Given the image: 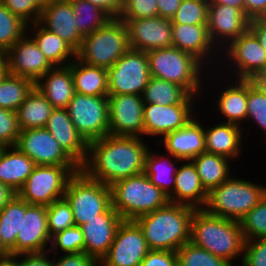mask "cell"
Returning a JSON list of instances; mask_svg holds the SVG:
<instances>
[{
	"mask_svg": "<svg viewBox=\"0 0 266 266\" xmlns=\"http://www.w3.org/2000/svg\"><path fill=\"white\" fill-rule=\"evenodd\" d=\"M142 137L107 135L88 143V155L80 169L90 178L111 186L145 171L150 145Z\"/></svg>",
	"mask_w": 266,
	"mask_h": 266,
	"instance_id": "6da1fadb",
	"label": "cell"
},
{
	"mask_svg": "<svg viewBox=\"0 0 266 266\" xmlns=\"http://www.w3.org/2000/svg\"><path fill=\"white\" fill-rule=\"evenodd\" d=\"M190 242L235 266L236 259L242 260L245 239L239 221L201 208L195 209L191 219Z\"/></svg>",
	"mask_w": 266,
	"mask_h": 266,
	"instance_id": "7a4b0ae2",
	"label": "cell"
},
{
	"mask_svg": "<svg viewBox=\"0 0 266 266\" xmlns=\"http://www.w3.org/2000/svg\"><path fill=\"white\" fill-rule=\"evenodd\" d=\"M194 211V207L168 202L134 221L140 226L150 250L176 252L190 242Z\"/></svg>",
	"mask_w": 266,
	"mask_h": 266,
	"instance_id": "3957f363",
	"label": "cell"
},
{
	"mask_svg": "<svg viewBox=\"0 0 266 266\" xmlns=\"http://www.w3.org/2000/svg\"><path fill=\"white\" fill-rule=\"evenodd\" d=\"M146 54L150 76L176 83L190 95L201 97V99L203 96L204 99L201 92L207 85L206 82H212V78L208 75L210 70L200 60L175 47L154 49Z\"/></svg>",
	"mask_w": 266,
	"mask_h": 266,
	"instance_id": "277c9868",
	"label": "cell"
},
{
	"mask_svg": "<svg viewBox=\"0 0 266 266\" xmlns=\"http://www.w3.org/2000/svg\"><path fill=\"white\" fill-rule=\"evenodd\" d=\"M110 187L112 207L123 220H135L169 202L168 196L144 172L119 180Z\"/></svg>",
	"mask_w": 266,
	"mask_h": 266,
	"instance_id": "5b68a950",
	"label": "cell"
},
{
	"mask_svg": "<svg viewBox=\"0 0 266 266\" xmlns=\"http://www.w3.org/2000/svg\"><path fill=\"white\" fill-rule=\"evenodd\" d=\"M266 194V184L233 175L208 192L204 209L213 215L240 221Z\"/></svg>",
	"mask_w": 266,
	"mask_h": 266,
	"instance_id": "8992f818",
	"label": "cell"
},
{
	"mask_svg": "<svg viewBox=\"0 0 266 266\" xmlns=\"http://www.w3.org/2000/svg\"><path fill=\"white\" fill-rule=\"evenodd\" d=\"M130 49L124 21L111 18L102 28L83 37L76 57L87 65L109 69Z\"/></svg>",
	"mask_w": 266,
	"mask_h": 266,
	"instance_id": "52a82bcc",
	"label": "cell"
},
{
	"mask_svg": "<svg viewBox=\"0 0 266 266\" xmlns=\"http://www.w3.org/2000/svg\"><path fill=\"white\" fill-rule=\"evenodd\" d=\"M64 198L71 206L75 226L97 218L111 205V187L88 177L81 169L68 180Z\"/></svg>",
	"mask_w": 266,
	"mask_h": 266,
	"instance_id": "ba28073f",
	"label": "cell"
},
{
	"mask_svg": "<svg viewBox=\"0 0 266 266\" xmlns=\"http://www.w3.org/2000/svg\"><path fill=\"white\" fill-rule=\"evenodd\" d=\"M80 166L36 165L17 195L29 205L49 206L64 198L69 178Z\"/></svg>",
	"mask_w": 266,
	"mask_h": 266,
	"instance_id": "9c48e42d",
	"label": "cell"
},
{
	"mask_svg": "<svg viewBox=\"0 0 266 266\" xmlns=\"http://www.w3.org/2000/svg\"><path fill=\"white\" fill-rule=\"evenodd\" d=\"M221 57L218 68L222 66L221 68L224 67L225 69H217L216 71L222 73L226 69L229 70L227 72L230 74L227 79L230 76L231 78L234 77L232 79L252 80L261 70L266 68V52L249 29L222 49Z\"/></svg>",
	"mask_w": 266,
	"mask_h": 266,
	"instance_id": "30bf717a",
	"label": "cell"
},
{
	"mask_svg": "<svg viewBox=\"0 0 266 266\" xmlns=\"http://www.w3.org/2000/svg\"><path fill=\"white\" fill-rule=\"evenodd\" d=\"M70 119L87 143L109 135L108 96L75 92L67 106Z\"/></svg>",
	"mask_w": 266,
	"mask_h": 266,
	"instance_id": "8fae6325",
	"label": "cell"
},
{
	"mask_svg": "<svg viewBox=\"0 0 266 266\" xmlns=\"http://www.w3.org/2000/svg\"><path fill=\"white\" fill-rule=\"evenodd\" d=\"M150 77L146 52L129 49L108 69V95L142 96Z\"/></svg>",
	"mask_w": 266,
	"mask_h": 266,
	"instance_id": "7c38bea8",
	"label": "cell"
},
{
	"mask_svg": "<svg viewBox=\"0 0 266 266\" xmlns=\"http://www.w3.org/2000/svg\"><path fill=\"white\" fill-rule=\"evenodd\" d=\"M198 100V96L189 94L180 104L169 106L144 104V139L146 136H156L155 138H160L156 139L159 141L170 132L183 128L196 113L198 114L194 109L196 102L198 104Z\"/></svg>",
	"mask_w": 266,
	"mask_h": 266,
	"instance_id": "4fadbf2b",
	"label": "cell"
},
{
	"mask_svg": "<svg viewBox=\"0 0 266 266\" xmlns=\"http://www.w3.org/2000/svg\"><path fill=\"white\" fill-rule=\"evenodd\" d=\"M150 251L140 226L134 220H123L118 227L101 266H140Z\"/></svg>",
	"mask_w": 266,
	"mask_h": 266,
	"instance_id": "5bb4252c",
	"label": "cell"
},
{
	"mask_svg": "<svg viewBox=\"0 0 266 266\" xmlns=\"http://www.w3.org/2000/svg\"><path fill=\"white\" fill-rule=\"evenodd\" d=\"M51 236L48 231L46 206L29 205L22 199L21 232L16 237L10 255L41 253L49 251Z\"/></svg>",
	"mask_w": 266,
	"mask_h": 266,
	"instance_id": "9a60e30c",
	"label": "cell"
},
{
	"mask_svg": "<svg viewBox=\"0 0 266 266\" xmlns=\"http://www.w3.org/2000/svg\"><path fill=\"white\" fill-rule=\"evenodd\" d=\"M15 147L35 165L79 166L45 128L20 130Z\"/></svg>",
	"mask_w": 266,
	"mask_h": 266,
	"instance_id": "2e32d148",
	"label": "cell"
},
{
	"mask_svg": "<svg viewBox=\"0 0 266 266\" xmlns=\"http://www.w3.org/2000/svg\"><path fill=\"white\" fill-rule=\"evenodd\" d=\"M143 108L140 95H108L109 134L143 138Z\"/></svg>",
	"mask_w": 266,
	"mask_h": 266,
	"instance_id": "e0dca14e",
	"label": "cell"
},
{
	"mask_svg": "<svg viewBox=\"0 0 266 266\" xmlns=\"http://www.w3.org/2000/svg\"><path fill=\"white\" fill-rule=\"evenodd\" d=\"M172 47L192 54L210 71L218 69L221 51L212 42L207 24H172Z\"/></svg>",
	"mask_w": 266,
	"mask_h": 266,
	"instance_id": "ac0fdd59",
	"label": "cell"
},
{
	"mask_svg": "<svg viewBox=\"0 0 266 266\" xmlns=\"http://www.w3.org/2000/svg\"><path fill=\"white\" fill-rule=\"evenodd\" d=\"M124 21L130 49L151 51L172 47V22L160 16L143 19H121Z\"/></svg>",
	"mask_w": 266,
	"mask_h": 266,
	"instance_id": "d6986e66",
	"label": "cell"
},
{
	"mask_svg": "<svg viewBox=\"0 0 266 266\" xmlns=\"http://www.w3.org/2000/svg\"><path fill=\"white\" fill-rule=\"evenodd\" d=\"M9 73L31 79L34 83L54 66L26 33L5 54Z\"/></svg>",
	"mask_w": 266,
	"mask_h": 266,
	"instance_id": "ffe728a7",
	"label": "cell"
},
{
	"mask_svg": "<svg viewBox=\"0 0 266 266\" xmlns=\"http://www.w3.org/2000/svg\"><path fill=\"white\" fill-rule=\"evenodd\" d=\"M249 21L238 8L209 4L207 27L212 42L220 51L249 29Z\"/></svg>",
	"mask_w": 266,
	"mask_h": 266,
	"instance_id": "44dd1931",
	"label": "cell"
},
{
	"mask_svg": "<svg viewBox=\"0 0 266 266\" xmlns=\"http://www.w3.org/2000/svg\"><path fill=\"white\" fill-rule=\"evenodd\" d=\"M123 219L112 207L80 225L84 238V252L98 263L107 254Z\"/></svg>",
	"mask_w": 266,
	"mask_h": 266,
	"instance_id": "7402d4cb",
	"label": "cell"
},
{
	"mask_svg": "<svg viewBox=\"0 0 266 266\" xmlns=\"http://www.w3.org/2000/svg\"><path fill=\"white\" fill-rule=\"evenodd\" d=\"M210 73H217L210 75ZM209 76L214 78L212 79L215 80L214 82H218V84L221 86L219 89L221 91H218V96L216 95V100L215 101L217 104H215V107L217 108L215 112H219L222 122H227V123H233L236 125L243 126L245 127L244 124L246 123V118H247V99H248V80L245 79H233L230 78L231 80H227L226 78L224 79V83L220 85L219 81L215 79V77L218 76L217 79L221 78V73H218L217 71H209ZM219 74V75H218ZM220 77V78H219ZM229 83H227L226 82ZM232 82V83H231ZM227 83V84H226ZM227 85V86H226Z\"/></svg>",
	"mask_w": 266,
	"mask_h": 266,
	"instance_id": "603a6c76",
	"label": "cell"
},
{
	"mask_svg": "<svg viewBox=\"0 0 266 266\" xmlns=\"http://www.w3.org/2000/svg\"><path fill=\"white\" fill-rule=\"evenodd\" d=\"M73 19L74 10L70 0H52L45 2L38 23L57 34L77 52L84 36L78 31Z\"/></svg>",
	"mask_w": 266,
	"mask_h": 266,
	"instance_id": "cb8c5ba5",
	"label": "cell"
},
{
	"mask_svg": "<svg viewBox=\"0 0 266 266\" xmlns=\"http://www.w3.org/2000/svg\"><path fill=\"white\" fill-rule=\"evenodd\" d=\"M198 116L196 114L183 128L165 135L157 145L164 146L166 154L183 162L205 152V124Z\"/></svg>",
	"mask_w": 266,
	"mask_h": 266,
	"instance_id": "d4e9b609",
	"label": "cell"
},
{
	"mask_svg": "<svg viewBox=\"0 0 266 266\" xmlns=\"http://www.w3.org/2000/svg\"><path fill=\"white\" fill-rule=\"evenodd\" d=\"M44 128L79 166L85 162L88 143L73 125L67 109H54Z\"/></svg>",
	"mask_w": 266,
	"mask_h": 266,
	"instance_id": "484cf974",
	"label": "cell"
},
{
	"mask_svg": "<svg viewBox=\"0 0 266 266\" xmlns=\"http://www.w3.org/2000/svg\"><path fill=\"white\" fill-rule=\"evenodd\" d=\"M245 130L242 126L227 122L205 125V152L224 156L235 163L244 153L242 138H246Z\"/></svg>",
	"mask_w": 266,
	"mask_h": 266,
	"instance_id": "4316f807",
	"label": "cell"
},
{
	"mask_svg": "<svg viewBox=\"0 0 266 266\" xmlns=\"http://www.w3.org/2000/svg\"><path fill=\"white\" fill-rule=\"evenodd\" d=\"M178 165L173 192L168 196L171 203L185 204L195 209L204 208L208 192L202 186L196 167L191 160Z\"/></svg>",
	"mask_w": 266,
	"mask_h": 266,
	"instance_id": "83f0119b",
	"label": "cell"
},
{
	"mask_svg": "<svg viewBox=\"0 0 266 266\" xmlns=\"http://www.w3.org/2000/svg\"><path fill=\"white\" fill-rule=\"evenodd\" d=\"M35 88L55 109H66L75 94L70 64L54 66L35 82Z\"/></svg>",
	"mask_w": 266,
	"mask_h": 266,
	"instance_id": "f1b7e54d",
	"label": "cell"
},
{
	"mask_svg": "<svg viewBox=\"0 0 266 266\" xmlns=\"http://www.w3.org/2000/svg\"><path fill=\"white\" fill-rule=\"evenodd\" d=\"M27 32L53 66H67L76 58V51L67 42L38 22L28 24Z\"/></svg>",
	"mask_w": 266,
	"mask_h": 266,
	"instance_id": "f546056e",
	"label": "cell"
},
{
	"mask_svg": "<svg viewBox=\"0 0 266 266\" xmlns=\"http://www.w3.org/2000/svg\"><path fill=\"white\" fill-rule=\"evenodd\" d=\"M35 166V163L17 147H0V181L16 192L26 182Z\"/></svg>",
	"mask_w": 266,
	"mask_h": 266,
	"instance_id": "4dcf8cb0",
	"label": "cell"
},
{
	"mask_svg": "<svg viewBox=\"0 0 266 266\" xmlns=\"http://www.w3.org/2000/svg\"><path fill=\"white\" fill-rule=\"evenodd\" d=\"M75 92L88 96H108V70L87 65L77 57L70 63Z\"/></svg>",
	"mask_w": 266,
	"mask_h": 266,
	"instance_id": "1f68e13d",
	"label": "cell"
},
{
	"mask_svg": "<svg viewBox=\"0 0 266 266\" xmlns=\"http://www.w3.org/2000/svg\"><path fill=\"white\" fill-rule=\"evenodd\" d=\"M180 161L182 160L170 154L167 156L164 151L162 154L159 150L153 151L149 148L145 157L144 173L155 186L169 196L174 190L177 163Z\"/></svg>",
	"mask_w": 266,
	"mask_h": 266,
	"instance_id": "d6a6232c",
	"label": "cell"
},
{
	"mask_svg": "<svg viewBox=\"0 0 266 266\" xmlns=\"http://www.w3.org/2000/svg\"><path fill=\"white\" fill-rule=\"evenodd\" d=\"M202 186L207 192L227 181L231 176V160L221 155L203 152L191 160ZM231 164V166H230Z\"/></svg>",
	"mask_w": 266,
	"mask_h": 266,
	"instance_id": "836d02e7",
	"label": "cell"
},
{
	"mask_svg": "<svg viewBox=\"0 0 266 266\" xmlns=\"http://www.w3.org/2000/svg\"><path fill=\"white\" fill-rule=\"evenodd\" d=\"M54 109L46 97L34 87L16 111L20 130L44 128Z\"/></svg>",
	"mask_w": 266,
	"mask_h": 266,
	"instance_id": "e575fe53",
	"label": "cell"
},
{
	"mask_svg": "<svg viewBox=\"0 0 266 266\" xmlns=\"http://www.w3.org/2000/svg\"><path fill=\"white\" fill-rule=\"evenodd\" d=\"M189 93L180 85L151 76L142 94L144 104H180Z\"/></svg>",
	"mask_w": 266,
	"mask_h": 266,
	"instance_id": "d590c367",
	"label": "cell"
},
{
	"mask_svg": "<svg viewBox=\"0 0 266 266\" xmlns=\"http://www.w3.org/2000/svg\"><path fill=\"white\" fill-rule=\"evenodd\" d=\"M22 224V199L16 195L0 211V244L9 253L16 244Z\"/></svg>",
	"mask_w": 266,
	"mask_h": 266,
	"instance_id": "8d00e7d4",
	"label": "cell"
},
{
	"mask_svg": "<svg viewBox=\"0 0 266 266\" xmlns=\"http://www.w3.org/2000/svg\"><path fill=\"white\" fill-rule=\"evenodd\" d=\"M34 87L31 79L8 73L0 83V107L16 112Z\"/></svg>",
	"mask_w": 266,
	"mask_h": 266,
	"instance_id": "74e56055",
	"label": "cell"
},
{
	"mask_svg": "<svg viewBox=\"0 0 266 266\" xmlns=\"http://www.w3.org/2000/svg\"><path fill=\"white\" fill-rule=\"evenodd\" d=\"M74 10V23L78 31L86 36L102 28L111 17L99 7L86 0H70Z\"/></svg>",
	"mask_w": 266,
	"mask_h": 266,
	"instance_id": "f35d334b",
	"label": "cell"
},
{
	"mask_svg": "<svg viewBox=\"0 0 266 266\" xmlns=\"http://www.w3.org/2000/svg\"><path fill=\"white\" fill-rule=\"evenodd\" d=\"M28 24L12 14L0 1V52L5 54L27 33Z\"/></svg>",
	"mask_w": 266,
	"mask_h": 266,
	"instance_id": "ab89813d",
	"label": "cell"
},
{
	"mask_svg": "<svg viewBox=\"0 0 266 266\" xmlns=\"http://www.w3.org/2000/svg\"><path fill=\"white\" fill-rule=\"evenodd\" d=\"M178 266H232L226 260L217 257L206 249L191 242L185 243L176 251Z\"/></svg>",
	"mask_w": 266,
	"mask_h": 266,
	"instance_id": "60d3db41",
	"label": "cell"
},
{
	"mask_svg": "<svg viewBox=\"0 0 266 266\" xmlns=\"http://www.w3.org/2000/svg\"><path fill=\"white\" fill-rule=\"evenodd\" d=\"M239 222L245 240L266 239V194Z\"/></svg>",
	"mask_w": 266,
	"mask_h": 266,
	"instance_id": "b9f144b4",
	"label": "cell"
},
{
	"mask_svg": "<svg viewBox=\"0 0 266 266\" xmlns=\"http://www.w3.org/2000/svg\"><path fill=\"white\" fill-rule=\"evenodd\" d=\"M247 118L253 126L257 125L266 137V91L258 87L252 80H248ZM266 140V139H265Z\"/></svg>",
	"mask_w": 266,
	"mask_h": 266,
	"instance_id": "7bdbcfd3",
	"label": "cell"
},
{
	"mask_svg": "<svg viewBox=\"0 0 266 266\" xmlns=\"http://www.w3.org/2000/svg\"><path fill=\"white\" fill-rule=\"evenodd\" d=\"M46 213L51 238L57 233L75 226L71 206L65 198L53 201L46 206Z\"/></svg>",
	"mask_w": 266,
	"mask_h": 266,
	"instance_id": "ee69618b",
	"label": "cell"
},
{
	"mask_svg": "<svg viewBox=\"0 0 266 266\" xmlns=\"http://www.w3.org/2000/svg\"><path fill=\"white\" fill-rule=\"evenodd\" d=\"M208 0H182L172 24H208Z\"/></svg>",
	"mask_w": 266,
	"mask_h": 266,
	"instance_id": "f6af8a7d",
	"label": "cell"
},
{
	"mask_svg": "<svg viewBox=\"0 0 266 266\" xmlns=\"http://www.w3.org/2000/svg\"><path fill=\"white\" fill-rule=\"evenodd\" d=\"M49 252L50 255L53 253L59 255V252L62 254L84 252V238L81 228L73 226L54 235L51 239Z\"/></svg>",
	"mask_w": 266,
	"mask_h": 266,
	"instance_id": "bcb514c9",
	"label": "cell"
},
{
	"mask_svg": "<svg viewBox=\"0 0 266 266\" xmlns=\"http://www.w3.org/2000/svg\"><path fill=\"white\" fill-rule=\"evenodd\" d=\"M10 12L20 17L27 24L38 22L43 0H0Z\"/></svg>",
	"mask_w": 266,
	"mask_h": 266,
	"instance_id": "7dc6e473",
	"label": "cell"
},
{
	"mask_svg": "<svg viewBox=\"0 0 266 266\" xmlns=\"http://www.w3.org/2000/svg\"><path fill=\"white\" fill-rule=\"evenodd\" d=\"M19 134L17 113L0 107V147L15 146Z\"/></svg>",
	"mask_w": 266,
	"mask_h": 266,
	"instance_id": "c3c4849f",
	"label": "cell"
},
{
	"mask_svg": "<svg viewBox=\"0 0 266 266\" xmlns=\"http://www.w3.org/2000/svg\"><path fill=\"white\" fill-rule=\"evenodd\" d=\"M158 16L157 0H124L120 19H143Z\"/></svg>",
	"mask_w": 266,
	"mask_h": 266,
	"instance_id": "681fc988",
	"label": "cell"
},
{
	"mask_svg": "<svg viewBox=\"0 0 266 266\" xmlns=\"http://www.w3.org/2000/svg\"><path fill=\"white\" fill-rule=\"evenodd\" d=\"M239 266H266V239L245 240Z\"/></svg>",
	"mask_w": 266,
	"mask_h": 266,
	"instance_id": "f907efd6",
	"label": "cell"
},
{
	"mask_svg": "<svg viewBox=\"0 0 266 266\" xmlns=\"http://www.w3.org/2000/svg\"><path fill=\"white\" fill-rule=\"evenodd\" d=\"M140 266H178L176 252L150 250Z\"/></svg>",
	"mask_w": 266,
	"mask_h": 266,
	"instance_id": "816d5d0a",
	"label": "cell"
},
{
	"mask_svg": "<svg viewBox=\"0 0 266 266\" xmlns=\"http://www.w3.org/2000/svg\"><path fill=\"white\" fill-rule=\"evenodd\" d=\"M53 266H98V262L85 252L55 255Z\"/></svg>",
	"mask_w": 266,
	"mask_h": 266,
	"instance_id": "f5cc1de1",
	"label": "cell"
},
{
	"mask_svg": "<svg viewBox=\"0 0 266 266\" xmlns=\"http://www.w3.org/2000/svg\"><path fill=\"white\" fill-rule=\"evenodd\" d=\"M50 252L31 253L19 255V266H53Z\"/></svg>",
	"mask_w": 266,
	"mask_h": 266,
	"instance_id": "db71d44e",
	"label": "cell"
},
{
	"mask_svg": "<svg viewBox=\"0 0 266 266\" xmlns=\"http://www.w3.org/2000/svg\"><path fill=\"white\" fill-rule=\"evenodd\" d=\"M103 9L111 18H119L123 9L124 0H86Z\"/></svg>",
	"mask_w": 266,
	"mask_h": 266,
	"instance_id": "11a10c76",
	"label": "cell"
},
{
	"mask_svg": "<svg viewBox=\"0 0 266 266\" xmlns=\"http://www.w3.org/2000/svg\"><path fill=\"white\" fill-rule=\"evenodd\" d=\"M244 14L250 20L266 17V0H244Z\"/></svg>",
	"mask_w": 266,
	"mask_h": 266,
	"instance_id": "9f6ffc18",
	"label": "cell"
},
{
	"mask_svg": "<svg viewBox=\"0 0 266 266\" xmlns=\"http://www.w3.org/2000/svg\"><path fill=\"white\" fill-rule=\"evenodd\" d=\"M249 30L256 36L266 52V17H257L249 21Z\"/></svg>",
	"mask_w": 266,
	"mask_h": 266,
	"instance_id": "6f0895ef",
	"label": "cell"
},
{
	"mask_svg": "<svg viewBox=\"0 0 266 266\" xmlns=\"http://www.w3.org/2000/svg\"><path fill=\"white\" fill-rule=\"evenodd\" d=\"M182 0H157L158 16L172 19Z\"/></svg>",
	"mask_w": 266,
	"mask_h": 266,
	"instance_id": "680465c9",
	"label": "cell"
},
{
	"mask_svg": "<svg viewBox=\"0 0 266 266\" xmlns=\"http://www.w3.org/2000/svg\"><path fill=\"white\" fill-rule=\"evenodd\" d=\"M17 195V192L0 181V211Z\"/></svg>",
	"mask_w": 266,
	"mask_h": 266,
	"instance_id": "91938a15",
	"label": "cell"
},
{
	"mask_svg": "<svg viewBox=\"0 0 266 266\" xmlns=\"http://www.w3.org/2000/svg\"><path fill=\"white\" fill-rule=\"evenodd\" d=\"M209 4H222L238 8L244 13V0H208Z\"/></svg>",
	"mask_w": 266,
	"mask_h": 266,
	"instance_id": "94428289",
	"label": "cell"
},
{
	"mask_svg": "<svg viewBox=\"0 0 266 266\" xmlns=\"http://www.w3.org/2000/svg\"><path fill=\"white\" fill-rule=\"evenodd\" d=\"M253 83H255L262 90L266 91V68L261 70L253 79Z\"/></svg>",
	"mask_w": 266,
	"mask_h": 266,
	"instance_id": "6125c7cd",
	"label": "cell"
},
{
	"mask_svg": "<svg viewBox=\"0 0 266 266\" xmlns=\"http://www.w3.org/2000/svg\"><path fill=\"white\" fill-rule=\"evenodd\" d=\"M0 266H19V255H10L0 259Z\"/></svg>",
	"mask_w": 266,
	"mask_h": 266,
	"instance_id": "be15d7a7",
	"label": "cell"
},
{
	"mask_svg": "<svg viewBox=\"0 0 266 266\" xmlns=\"http://www.w3.org/2000/svg\"><path fill=\"white\" fill-rule=\"evenodd\" d=\"M9 73L8 64L4 54L0 52V83L4 80V78Z\"/></svg>",
	"mask_w": 266,
	"mask_h": 266,
	"instance_id": "e7e4bbea",
	"label": "cell"
},
{
	"mask_svg": "<svg viewBox=\"0 0 266 266\" xmlns=\"http://www.w3.org/2000/svg\"><path fill=\"white\" fill-rule=\"evenodd\" d=\"M9 253L4 249V247L0 244V259L6 257Z\"/></svg>",
	"mask_w": 266,
	"mask_h": 266,
	"instance_id": "03108f58",
	"label": "cell"
}]
</instances>
